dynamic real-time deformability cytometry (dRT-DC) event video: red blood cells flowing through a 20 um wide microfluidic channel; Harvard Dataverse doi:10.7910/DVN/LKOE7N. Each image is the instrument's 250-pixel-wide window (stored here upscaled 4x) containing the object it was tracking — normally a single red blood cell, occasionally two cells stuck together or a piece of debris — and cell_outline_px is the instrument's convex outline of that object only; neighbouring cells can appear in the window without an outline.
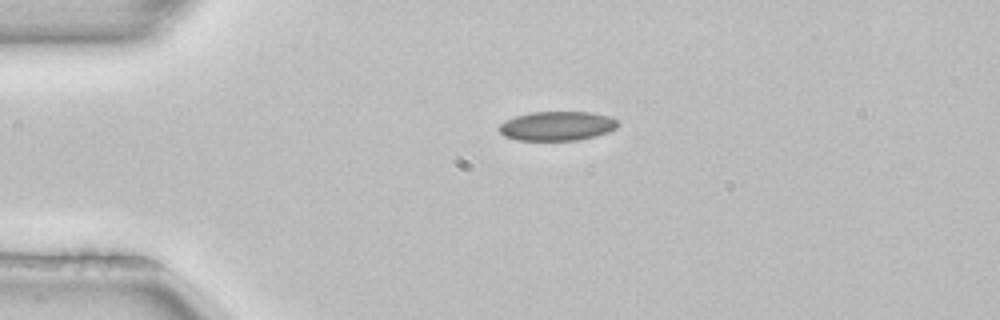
{"species": "common noctule bat (a hibernating species)", "species_latin": "Nyctalus noctula", "temperature_condition": "room temperature", "stored_images_in_passage": 1, "camera_frame_rate_fps": 3000, "um_per_image_px": 0.085, "animal": {"sex": "female", "body_mass_g": 22.7, "forearm_length_mm": 54.2}, "frame": {"image": 1, "passage_image": 1, "time_ms": 0.0, "image_size_px": [1000, 320], "cell_outline_px": [[620, 124], [616, 128], [608, 132], [596, 136], [576, 140], [516, 140], [504, 136], [500, 132], [500, 124], [516, 116], [532, 112], [592, 112], [612, 116]], "centroid_in_image_um": [47.41, 10.7], "position_along_channel_um": 37.6, "area_um2": 20.23}}